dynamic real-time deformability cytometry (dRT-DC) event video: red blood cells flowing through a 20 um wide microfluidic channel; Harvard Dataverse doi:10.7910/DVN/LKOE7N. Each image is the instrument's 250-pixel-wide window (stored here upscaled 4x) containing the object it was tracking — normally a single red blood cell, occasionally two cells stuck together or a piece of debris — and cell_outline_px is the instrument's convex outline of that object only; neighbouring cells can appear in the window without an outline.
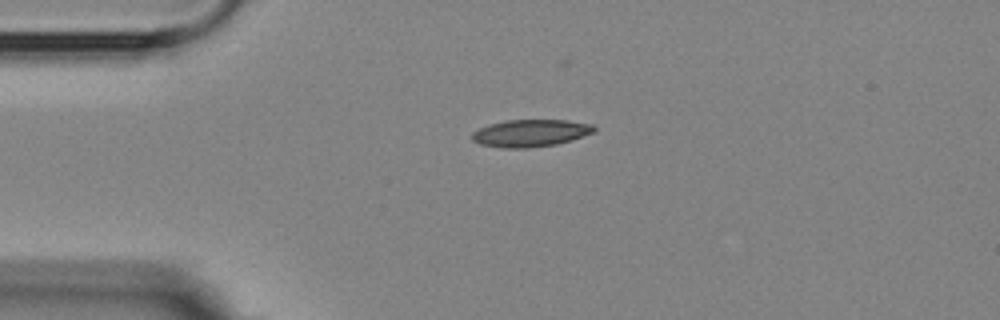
{"species": "Egyptian fruit bat (a non-hibernating species)", "species_latin": "Rousettus aegyptiacus", "temperature_condition": "room temperature", "stored_images_in_passage": 2, "camera_frame_rate_fps": 3000, "um_per_image_px": 0.085, "animal": {"sex": "female"}, "frame": {"image": 1, "passage_image": 1, "time_ms": 0.0, "image_size_px": [1000, 320], "cell_outline_px": [[596, 132], [572, 140], [556, 144], [528, 148], [504, 148], [480, 144], [472, 140], [472, 132], [488, 124], [504, 120], [568, 120], [592, 124], [596, 128]], "centroid_in_image_um": [45.11, 11.31], "position_along_channel_um": 39.9, "area_um2": 19.54}}